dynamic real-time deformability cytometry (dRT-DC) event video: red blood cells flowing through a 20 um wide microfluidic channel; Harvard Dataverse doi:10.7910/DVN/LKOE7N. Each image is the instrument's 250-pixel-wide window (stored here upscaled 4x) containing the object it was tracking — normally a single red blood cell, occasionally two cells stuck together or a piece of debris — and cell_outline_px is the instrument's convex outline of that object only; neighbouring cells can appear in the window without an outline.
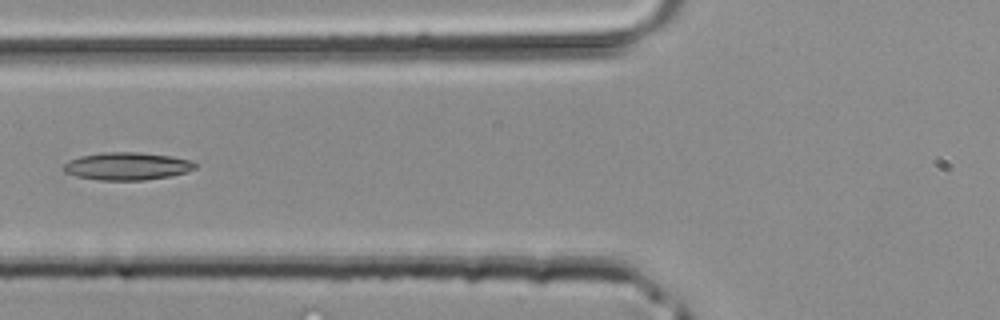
{"species": "common noctule bat (a hibernating species)", "species_latin": "Nyctalus noctula", "temperature_condition": "room temperature", "stored_images_in_passage": 32, "camera_frame_rate_fps": 3000, "um_per_image_px": 0.085, "animal": {"sex": "male", "body_mass_g": 20.4}, "frame": {"image": 1, "passage_image": 7, "time_ms": 2.0, "image_size_px": [1000, 320], "cell_outline_px": [[196, 168], [172, 176], [144, 180], [100, 180], [76, 176], [64, 172], [64, 164], [68, 160], [80, 156], [104, 152], [140, 152], [172, 156], [192, 160], [196, 164]], "centroid_in_image_um": [10.81, 14.12], "position_along_channel_um": 115.0, "area_um2": 21.27}}
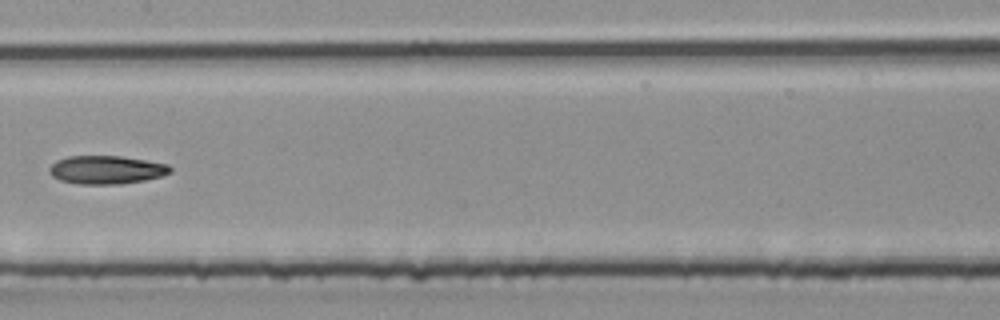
{"frame": {"image": 2, "passage_image": 12, "time_ms": 3.667, "image_size_px": [1000, 320], "cell_outline_px": [[172, 172], [164, 176], [144, 180], [120, 184], [80, 184], [60, 180], [52, 176], [48, 172], [48, 168], [56, 160], [68, 156], [120, 156], [168, 164], [172, 168]], "centroid_in_image_um": [9.04, 14.43], "position_along_channel_um": 198.4, "area_um2": 20.06}}
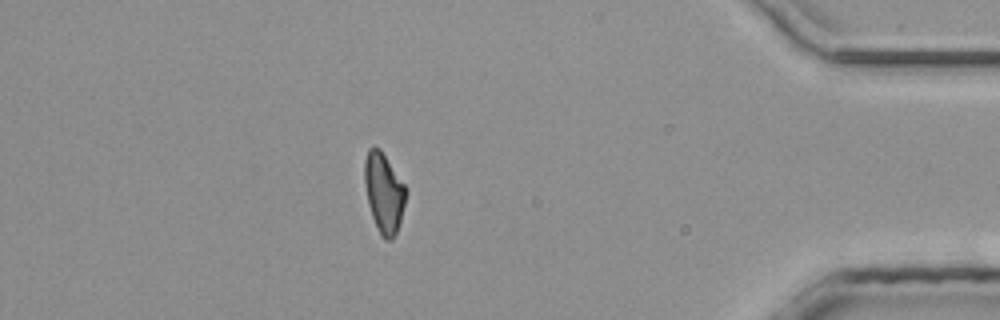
{"frame": {"image": 3, "passage_image": 27, "time_ms": 8.667, "image_size_px": [1000, 320], "cell_outline_px": [[408, 192], [400, 220], [396, 232], [392, 240], [384, 240], [380, 236], [372, 216], [368, 204], [364, 184], [364, 160], [368, 148], [380, 148], [408, 188]], "centroid_in_image_um": [32.63, 16.38], "position_along_channel_um": 402.6, "area_um2": 19.48}}